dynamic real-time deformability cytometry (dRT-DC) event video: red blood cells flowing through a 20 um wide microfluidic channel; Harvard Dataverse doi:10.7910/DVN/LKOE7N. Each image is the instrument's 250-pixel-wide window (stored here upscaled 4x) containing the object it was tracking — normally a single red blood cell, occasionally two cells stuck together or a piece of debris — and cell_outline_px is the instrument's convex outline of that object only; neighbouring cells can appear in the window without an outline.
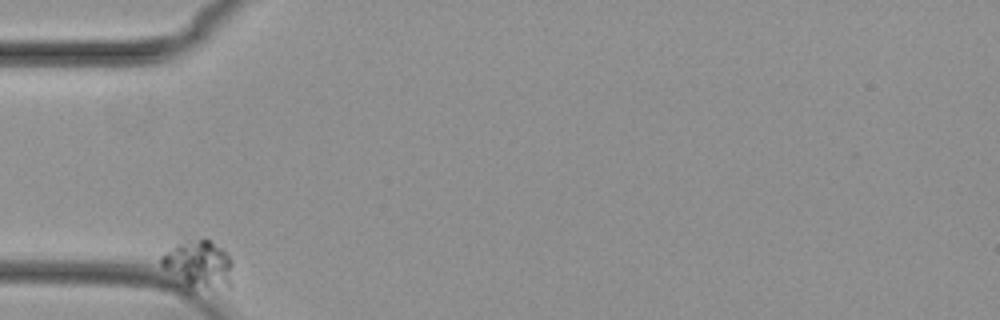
{"species": "common noctule bat (a hibernating species)", "species_latin": "Nyctalus noctula", "temperature_condition": "cold", "stored_images_in_passage": 38, "camera_frame_rate_fps": 3000, "um_per_image_px": 0.085, "animal": {"sex": "female", "body_mass_g": 29.2, "forearm_length_mm": 56.3}, "frame": {"image": 1, "passage_image": 1, "time_ms": 0.0, "image_size_px": [1000, 320], "cell_outline_px": [[232, 284], [228, 288], [188, 292], [180, 292], [176, 288], [160, 264], [160, 256], [176, 244], [188, 240], [208, 240], [228, 252], [232, 264]], "centroid_in_image_um": [16.81, 22.63], "position_along_channel_um": 68.2, "area_um2": 21.68}}
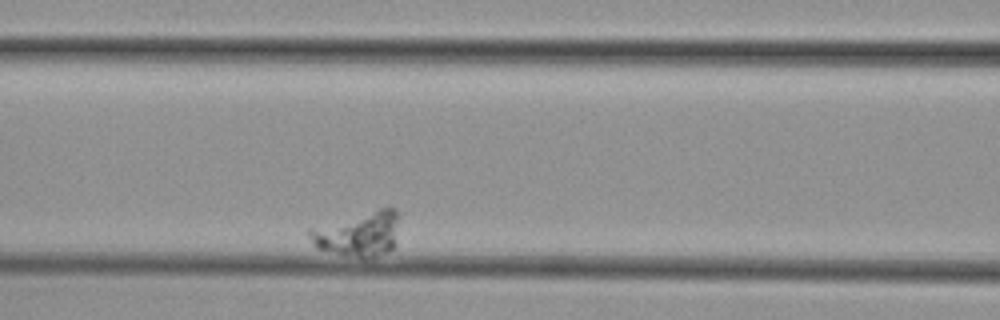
{"frame": {"image": 2, "passage_image": 12, "time_ms": 3.667, "image_size_px": [1000, 320], "cell_outline_px": [[400, 216], [396, 244], [388, 252], [364, 260], [316, 248], [312, 244], [308, 236], [308, 228], [388, 204], [396, 208]], "centroid_in_image_um": [30.52, 19.84], "position_along_channel_um": 136.1, "area_um2": 24.62}}
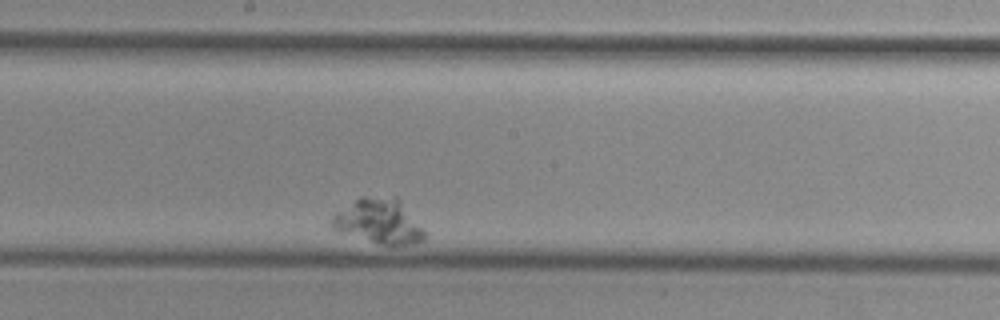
{"frame": {"image": 3, "passage_image": 22, "time_ms": 7.0, "image_size_px": [1000, 320], "cell_outline_px": [[424, 240], [412, 244], [380, 244], [332, 228], [328, 224], [332, 216], [336, 212], [360, 196], [396, 196], [400, 200], [424, 232]], "centroid_in_image_um": [32.16, 18.77], "position_along_channel_um": 216.0, "area_um2": 23.7}}